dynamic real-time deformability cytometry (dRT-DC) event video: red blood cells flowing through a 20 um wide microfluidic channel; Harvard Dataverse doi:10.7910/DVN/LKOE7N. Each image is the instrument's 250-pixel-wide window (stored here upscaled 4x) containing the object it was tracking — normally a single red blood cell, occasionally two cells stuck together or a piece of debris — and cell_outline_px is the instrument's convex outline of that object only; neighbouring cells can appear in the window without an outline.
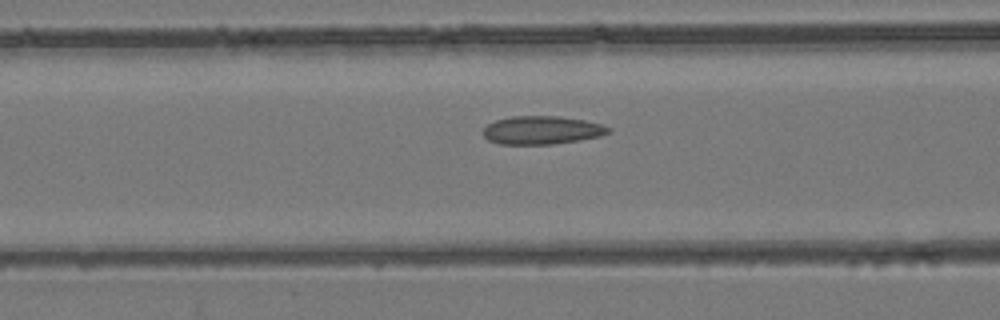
{"species": "common noctule bat (a hibernating species)", "species_latin": "Nyctalus noctula", "temperature_condition": "room temperature", "stored_images_in_passage": 41, "camera_frame_rate_fps": 3000, "um_per_image_px": 0.085, "animal": {"sex": "female", "body_mass_g": 24.6, "forearm_length_mm": 56.2}, "frame": {"image": 1, "passage_image": 9, "time_ms": 2.667, "image_size_px": [1000, 320], "cell_outline_px": [[612, 132], [600, 136], [580, 140], [552, 144], [500, 144], [488, 140], [480, 132], [488, 124], [496, 120], [512, 116], [560, 116], [584, 120], [600, 124], [612, 128]], "centroid_in_image_um": [46.06, 11.06], "position_along_channel_um": 120.5, "area_um2": 20.75}}
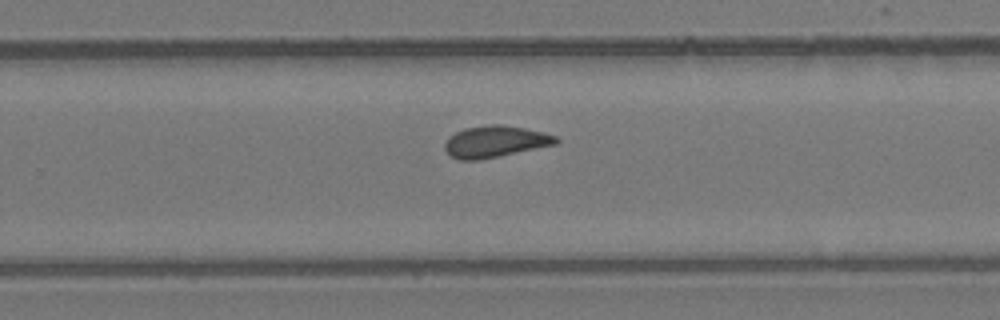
{"frame": {"image": 2, "passage_image": 22, "time_ms": 7.0, "image_size_px": [1000, 320], "cell_outline_px": [[560, 140], [556, 144], [500, 156], [480, 160], [460, 160], [452, 156], [444, 148], [444, 144], [448, 136], [464, 128], [492, 124], [500, 124], [524, 128], [544, 132], [556, 136]], "centroid_in_image_um": [42.09, 12.03], "position_along_channel_um": 287.7, "area_um2": 20.46}}
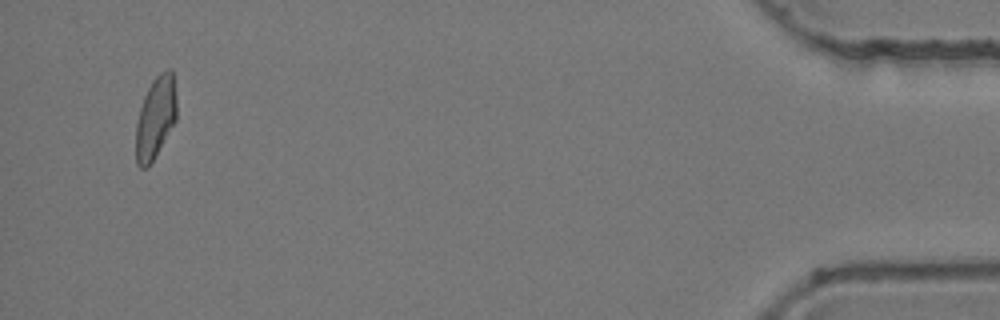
{"frame": {"image": 3, "passage_image": 39, "time_ms": 12.667, "image_size_px": [1000, 320], "cell_outline_px": [[176, 120], [148, 168], [140, 168], [136, 164], [136, 124], [140, 108], [144, 96], [152, 80], [160, 72], [168, 68], [172, 68], [176, 96]], "centroid_in_image_um": [13.22, 9.98], "position_along_channel_um": 422.0, "area_um2": 19.48}}